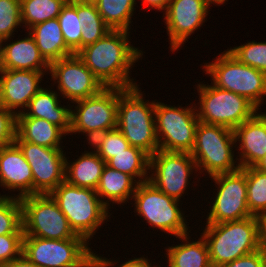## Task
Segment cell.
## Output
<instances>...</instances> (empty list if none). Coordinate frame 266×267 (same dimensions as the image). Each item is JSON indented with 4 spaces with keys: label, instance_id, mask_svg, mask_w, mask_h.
<instances>
[{
    "label": "cell",
    "instance_id": "obj_12",
    "mask_svg": "<svg viewBox=\"0 0 266 267\" xmlns=\"http://www.w3.org/2000/svg\"><path fill=\"white\" fill-rule=\"evenodd\" d=\"M24 236L46 239H71L77 234L49 194H35L20 199Z\"/></svg>",
    "mask_w": 266,
    "mask_h": 267
},
{
    "label": "cell",
    "instance_id": "obj_6",
    "mask_svg": "<svg viewBox=\"0 0 266 267\" xmlns=\"http://www.w3.org/2000/svg\"><path fill=\"white\" fill-rule=\"evenodd\" d=\"M202 70L211 76L218 88L246 97L258 109L266 96V74L239 62L228 50L212 62H205Z\"/></svg>",
    "mask_w": 266,
    "mask_h": 267
},
{
    "label": "cell",
    "instance_id": "obj_42",
    "mask_svg": "<svg viewBox=\"0 0 266 267\" xmlns=\"http://www.w3.org/2000/svg\"><path fill=\"white\" fill-rule=\"evenodd\" d=\"M0 267H38L33 262L29 261L23 254L12 261L0 264Z\"/></svg>",
    "mask_w": 266,
    "mask_h": 267
},
{
    "label": "cell",
    "instance_id": "obj_22",
    "mask_svg": "<svg viewBox=\"0 0 266 267\" xmlns=\"http://www.w3.org/2000/svg\"><path fill=\"white\" fill-rule=\"evenodd\" d=\"M49 89V90H48ZM57 91L41 88L30 100L28 107L17 114V117H36L44 119L60 127L67 135L71 128V109L74 105L63 106ZM69 106V107H68ZM73 106V107H72Z\"/></svg>",
    "mask_w": 266,
    "mask_h": 267
},
{
    "label": "cell",
    "instance_id": "obj_47",
    "mask_svg": "<svg viewBox=\"0 0 266 267\" xmlns=\"http://www.w3.org/2000/svg\"><path fill=\"white\" fill-rule=\"evenodd\" d=\"M80 3H89V4H95L98 0H73Z\"/></svg>",
    "mask_w": 266,
    "mask_h": 267
},
{
    "label": "cell",
    "instance_id": "obj_29",
    "mask_svg": "<svg viewBox=\"0 0 266 267\" xmlns=\"http://www.w3.org/2000/svg\"><path fill=\"white\" fill-rule=\"evenodd\" d=\"M137 0H98L95 5L103 21L112 30H131Z\"/></svg>",
    "mask_w": 266,
    "mask_h": 267
},
{
    "label": "cell",
    "instance_id": "obj_45",
    "mask_svg": "<svg viewBox=\"0 0 266 267\" xmlns=\"http://www.w3.org/2000/svg\"><path fill=\"white\" fill-rule=\"evenodd\" d=\"M255 169L266 173V154L264 155V157L258 161L254 166Z\"/></svg>",
    "mask_w": 266,
    "mask_h": 267
},
{
    "label": "cell",
    "instance_id": "obj_28",
    "mask_svg": "<svg viewBox=\"0 0 266 267\" xmlns=\"http://www.w3.org/2000/svg\"><path fill=\"white\" fill-rule=\"evenodd\" d=\"M106 165L132 176L138 183L149 180L150 155L138 147L129 146L125 151L115 154Z\"/></svg>",
    "mask_w": 266,
    "mask_h": 267
},
{
    "label": "cell",
    "instance_id": "obj_10",
    "mask_svg": "<svg viewBox=\"0 0 266 267\" xmlns=\"http://www.w3.org/2000/svg\"><path fill=\"white\" fill-rule=\"evenodd\" d=\"M193 104L176 107L156 102L155 126L159 150L191 153L199 123L196 104Z\"/></svg>",
    "mask_w": 266,
    "mask_h": 267
},
{
    "label": "cell",
    "instance_id": "obj_41",
    "mask_svg": "<svg viewBox=\"0 0 266 267\" xmlns=\"http://www.w3.org/2000/svg\"><path fill=\"white\" fill-rule=\"evenodd\" d=\"M95 262L100 265L101 267H112V265L117 264L116 260L113 261L110 260V258L102 257L95 253ZM152 263H150V260L148 258H145L144 256H141L139 258L133 257L132 259H129L128 261L121 263L118 267H161L159 266H152Z\"/></svg>",
    "mask_w": 266,
    "mask_h": 267
},
{
    "label": "cell",
    "instance_id": "obj_17",
    "mask_svg": "<svg viewBox=\"0 0 266 267\" xmlns=\"http://www.w3.org/2000/svg\"><path fill=\"white\" fill-rule=\"evenodd\" d=\"M210 5L207 0H170L163 17L172 53L207 21Z\"/></svg>",
    "mask_w": 266,
    "mask_h": 267
},
{
    "label": "cell",
    "instance_id": "obj_25",
    "mask_svg": "<svg viewBox=\"0 0 266 267\" xmlns=\"http://www.w3.org/2000/svg\"><path fill=\"white\" fill-rule=\"evenodd\" d=\"M28 32L35 39L41 55L49 64L74 55V53L66 46L57 18L36 24L31 27Z\"/></svg>",
    "mask_w": 266,
    "mask_h": 267
},
{
    "label": "cell",
    "instance_id": "obj_19",
    "mask_svg": "<svg viewBox=\"0 0 266 267\" xmlns=\"http://www.w3.org/2000/svg\"><path fill=\"white\" fill-rule=\"evenodd\" d=\"M0 187L19 199L33 195V175L23 152L14 142L0 148Z\"/></svg>",
    "mask_w": 266,
    "mask_h": 267
},
{
    "label": "cell",
    "instance_id": "obj_15",
    "mask_svg": "<svg viewBox=\"0 0 266 267\" xmlns=\"http://www.w3.org/2000/svg\"><path fill=\"white\" fill-rule=\"evenodd\" d=\"M15 143L19 146L31 167L33 195L49 194L65 181V159L63 149H54L23 141L17 134Z\"/></svg>",
    "mask_w": 266,
    "mask_h": 267
},
{
    "label": "cell",
    "instance_id": "obj_4",
    "mask_svg": "<svg viewBox=\"0 0 266 267\" xmlns=\"http://www.w3.org/2000/svg\"><path fill=\"white\" fill-rule=\"evenodd\" d=\"M49 195L66 216L74 232L88 242L97 229L110 219V207L107 208L101 202L96 190L73 186L64 181Z\"/></svg>",
    "mask_w": 266,
    "mask_h": 267
},
{
    "label": "cell",
    "instance_id": "obj_34",
    "mask_svg": "<svg viewBox=\"0 0 266 267\" xmlns=\"http://www.w3.org/2000/svg\"><path fill=\"white\" fill-rule=\"evenodd\" d=\"M24 234L20 199L10 194H0V235Z\"/></svg>",
    "mask_w": 266,
    "mask_h": 267
},
{
    "label": "cell",
    "instance_id": "obj_43",
    "mask_svg": "<svg viewBox=\"0 0 266 267\" xmlns=\"http://www.w3.org/2000/svg\"><path fill=\"white\" fill-rule=\"evenodd\" d=\"M142 1V4L144 6H147L148 7V10L149 9H157V10H161L162 12H165L168 5H169V2L170 0H141Z\"/></svg>",
    "mask_w": 266,
    "mask_h": 267
},
{
    "label": "cell",
    "instance_id": "obj_2",
    "mask_svg": "<svg viewBox=\"0 0 266 267\" xmlns=\"http://www.w3.org/2000/svg\"><path fill=\"white\" fill-rule=\"evenodd\" d=\"M201 235L207 243L212 267H221L261 248L257 216L206 223Z\"/></svg>",
    "mask_w": 266,
    "mask_h": 267
},
{
    "label": "cell",
    "instance_id": "obj_8",
    "mask_svg": "<svg viewBox=\"0 0 266 267\" xmlns=\"http://www.w3.org/2000/svg\"><path fill=\"white\" fill-rule=\"evenodd\" d=\"M134 213L150 226L178 237L189 234V226L179 200L169 197L149 181L138 183L133 194Z\"/></svg>",
    "mask_w": 266,
    "mask_h": 267
},
{
    "label": "cell",
    "instance_id": "obj_35",
    "mask_svg": "<svg viewBox=\"0 0 266 267\" xmlns=\"http://www.w3.org/2000/svg\"><path fill=\"white\" fill-rule=\"evenodd\" d=\"M88 144L92 147L91 150L94 149L105 162L115 157V154L125 151L130 146L117 127L98 134Z\"/></svg>",
    "mask_w": 266,
    "mask_h": 267
},
{
    "label": "cell",
    "instance_id": "obj_16",
    "mask_svg": "<svg viewBox=\"0 0 266 267\" xmlns=\"http://www.w3.org/2000/svg\"><path fill=\"white\" fill-rule=\"evenodd\" d=\"M49 74L57 83L58 93L70 103L94 96L105 88L77 54L52 62Z\"/></svg>",
    "mask_w": 266,
    "mask_h": 267
},
{
    "label": "cell",
    "instance_id": "obj_40",
    "mask_svg": "<svg viewBox=\"0 0 266 267\" xmlns=\"http://www.w3.org/2000/svg\"><path fill=\"white\" fill-rule=\"evenodd\" d=\"M221 267H266V250L261 247L259 250L241 256Z\"/></svg>",
    "mask_w": 266,
    "mask_h": 267
},
{
    "label": "cell",
    "instance_id": "obj_3",
    "mask_svg": "<svg viewBox=\"0 0 266 267\" xmlns=\"http://www.w3.org/2000/svg\"><path fill=\"white\" fill-rule=\"evenodd\" d=\"M139 86L118 88L117 128L130 146L151 156L159 150L155 126L156 100L145 101Z\"/></svg>",
    "mask_w": 266,
    "mask_h": 267
},
{
    "label": "cell",
    "instance_id": "obj_27",
    "mask_svg": "<svg viewBox=\"0 0 266 267\" xmlns=\"http://www.w3.org/2000/svg\"><path fill=\"white\" fill-rule=\"evenodd\" d=\"M16 134L23 141L54 149H64L62 137L67 135L57 125L36 117H17Z\"/></svg>",
    "mask_w": 266,
    "mask_h": 267
},
{
    "label": "cell",
    "instance_id": "obj_1",
    "mask_svg": "<svg viewBox=\"0 0 266 267\" xmlns=\"http://www.w3.org/2000/svg\"><path fill=\"white\" fill-rule=\"evenodd\" d=\"M130 33L111 30L76 53L104 87L126 89L138 85L129 75L134 63L143 57V51L131 45Z\"/></svg>",
    "mask_w": 266,
    "mask_h": 267
},
{
    "label": "cell",
    "instance_id": "obj_38",
    "mask_svg": "<svg viewBox=\"0 0 266 267\" xmlns=\"http://www.w3.org/2000/svg\"><path fill=\"white\" fill-rule=\"evenodd\" d=\"M24 234L0 235V264L17 259L22 255Z\"/></svg>",
    "mask_w": 266,
    "mask_h": 267
},
{
    "label": "cell",
    "instance_id": "obj_9",
    "mask_svg": "<svg viewBox=\"0 0 266 267\" xmlns=\"http://www.w3.org/2000/svg\"><path fill=\"white\" fill-rule=\"evenodd\" d=\"M88 245L80 235L63 240L24 236L22 254L38 267H90L95 253Z\"/></svg>",
    "mask_w": 266,
    "mask_h": 267
},
{
    "label": "cell",
    "instance_id": "obj_18",
    "mask_svg": "<svg viewBox=\"0 0 266 267\" xmlns=\"http://www.w3.org/2000/svg\"><path fill=\"white\" fill-rule=\"evenodd\" d=\"M46 73L48 74L35 70L0 69V106L16 115L22 113L42 88L40 84Z\"/></svg>",
    "mask_w": 266,
    "mask_h": 267
},
{
    "label": "cell",
    "instance_id": "obj_39",
    "mask_svg": "<svg viewBox=\"0 0 266 267\" xmlns=\"http://www.w3.org/2000/svg\"><path fill=\"white\" fill-rule=\"evenodd\" d=\"M17 115L0 106V148L15 142Z\"/></svg>",
    "mask_w": 266,
    "mask_h": 267
},
{
    "label": "cell",
    "instance_id": "obj_37",
    "mask_svg": "<svg viewBox=\"0 0 266 267\" xmlns=\"http://www.w3.org/2000/svg\"><path fill=\"white\" fill-rule=\"evenodd\" d=\"M21 25V1L0 0V39L15 37L13 33Z\"/></svg>",
    "mask_w": 266,
    "mask_h": 267
},
{
    "label": "cell",
    "instance_id": "obj_24",
    "mask_svg": "<svg viewBox=\"0 0 266 267\" xmlns=\"http://www.w3.org/2000/svg\"><path fill=\"white\" fill-rule=\"evenodd\" d=\"M74 162L65 159V181L73 186L96 190L106 162L95 151H84Z\"/></svg>",
    "mask_w": 266,
    "mask_h": 267
},
{
    "label": "cell",
    "instance_id": "obj_20",
    "mask_svg": "<svg viewBox=\"0 0 266 267\" xmlns=\"http://www.w3.org/2000/svg\"><path fill=\"white\" fill-rule=\"evenodd\" d=\"M240 168L253 167L266 154V112H257L234 130Z\"/></svg>",
    "mask_w": 266,
    "mask_h": 267
},
{
    "label": "cell",
    "instance_id": "obj_7",
    "mask_svg": "<svg viewBox=\"0 0 266 267\" xmlns=\"http://www.w3.org/2000/svg\"><path fill=\"white\" fill-rule=\"evenodd\" d=\"M210 84L201 82L196 86L199 95L196 110L200 122L234 130L259 111L246 97Z\"/></svg>",
    "mask_w": 266,
    "mask_h": 267
},
{
    "label": "cell",
    "instance_id": "obj_32",
    "mask_svg": "<svg viewBox=\"0 0 266 267\" xmlns=\"http://www.w3.org/2000/svg\"><path fill=\"white\" fill-rule=\"evenodd\" d=\"M66 46L76 54L81 49V23L77 15V2L68 0L57 17Z\"/></svg>",
    "mask_w": 266,
    "mask_h": 267
},
{
    "label": "cell",
    "instance_id": "obj_46",
    "mask_svg": "<svg viewBox=\"0 0 266 267\" xmlns=\"http://www.w3.org/2000/svg\"><path fill=\"white\" fill-rule=\"evenodd\" d=\"M207 1H208L211 5H212V4H214V5H215V4H216V5L218 4V6H219V5H223V4L225 3V1L228 2V0H207Z\"/></svg>",
    "mask_w": 266,
    "mask_h": 267
},
{
    "label": "cell",
    "instance_id": "obj_14",
    "mask_svg": "<svg viewBox=\"0 0 266 267\" xmlns=\"http://www.w3.org/2000/svg\"><path fill=\"white\" fill-rule=\"evenodd\" d=\"M197 171L190 153L158 150L150 156L149 172L152 173L148 181L169 197L181 201L191 185V175Z\"/></svg>",
    "mask_w": 266,
    "mask_h": 267
},
{
    "label": "cell",
    "instance_id": "obj_44",
    "mask_svg": "<svg viewBox=\"0 0 266 267\" xmlns=\"http://www.w3.org/2000/svg\"><path fill=\"white\" fill-rule=\"evenodd\" d=\"M260 246L266 250V213L259 217Z\"/></svg>",
    "mask_w": 266,
    "mask_h": 267
},
{
    "label": "cell",
    "instance_id": "obj_26",
    "mask_svg": "<svg viewBox=\"0 0 266 267\" xmlns=\"http://www.w3.org/2000/svg\"><path fill=\"white\" fill-rule=\"evenodd\" d=\"M176 238L182 243L166 247L168 267H212L208 246L202 235L197 241H191L190 234Z\"/></svg>",
    "mask_w": 266,
    "mask_h": 267
},
{
    "label": "cell",
    "instance_id": "obj_36",
    "mask_svg": "<svg viewBox=\"0 0 266 267\" xmlns=\"http://www.w3.org/2000/svg\"><path fill=\"white\" fill-rule=\"evenodd\" d=\"M227 50L242 64L266 74V42L249 41Z\"/></svg>",
    "mask_w": 266,
    "mask_h": 267
},
{
    "label": "cell",
    "instance_id": "obj_21",
    "mask_svg": "<svg viewBox=\"0 0 266 267\" xmlns=\"http://www.w3.org/2000/svg\"><path fill=\"white\" fill-rule=\"evenodd\" d=\"M27 34L14 42H10L12 38L1 41L0 69L49 72L50 64L41 55L33 36Z\"/></svg>",
    "mask_w": 266,
    "mask_h": 267
},
{
    "label": "cell",
    "instance_id": "obj_48",
    "mask_svg": "<svg viewBox=\"0 0 266 267\" xmlns=\"http://www.w3.org/2000/svg\"><path fill=\"white\" fill-rule=\"evenodd\" d=\"M90 267H101L100 265H98L95 261L90 265Z\"/></svg>",
    "mask_w": 266,
    "mask_h": 267
},
{
    "label": "cell",
    "instance_id": "obj_30",
    "mask_svg": "<svg viewBox=\"0 0 266 267\" xmlns=\"http://www.w3.org/2000/svg\"><path fill=\"white\" fill-rule=\"evenodd\" d=\"M22 28L57 18L68 0H20ZM24 26V27H23Z\"/></svg>",
    "mask_w": 266,
    "mask_h": 267
},
{
    "label": "cell",
    "instance_id": "obj_5",
    "mask_svg": "<svg viewBox=\"0 0 266 267\" xmlns=\"http://www.w3.org/2000/svg\"><path fill=\"white\" fill-rule=\"evenodd\" d=\"M235 145L233 130L199 121L195 145L190 153L196 162L199 175L205 171L210 178L218 174L238 171L240 166L237 157H234Z\"/></svg>",
    "mask_w": 266,
    "mask_h": 267
},
{
    "label": "cell",
    "instance_id": "obj_31",
    "mask_svg": "<svg viewBox=\"0 0 266 267\" xmlns=\"http://www.w3.org/2000/svg\"><path fill=\"white\" fill-rule=\"evenodd\" d=\"M77 15L82 26L81 48L95 43L112 30L103 21L95 4L77 2Z\"/></svg>",
    "mask_w": 266,
    "mask_h": 267
},
{
    "label": "cell",
    "instance_id": "obj_33",
    "mask_svg": "<svg viewBox=\"0 0 266 267\" xmlns=\"http://www.w3.org/2000/svg\"><path fill=\"white\" fill-rule=\"evenodd\" d=\"M247 206L253 216L266 213V173L246 167Z\"/></svg>",
    "mask_w": 266,
    "mask_h": 267
},
{
    "label": "cell",
    "instance_id": "obj_23",
    "mask_svg": "<svg viewBox=\"0 0 266 267\" xmlns=\"http://www.w3.org/2000/svg\"><path fill=\"white\" fill-rule=\"evenodd\" d=\"M137 185V180L132 176L105 165L96 192L101 202L108 208L111 203L127 204L133 198Z\"/></svg>",
    "mask_w": 266,
    "mask_h": 267
},
{
    "label": "cell",
    "instance_id": "obj_11",
    "mask_svg": "<svg viewBox=\"0 0 266 267\" xmlns=\"http://www.w3.org/2000/svg\"><path fill=\"white\" fill-rule=\"evenodd\" d=\"M69 134L86 135L87 143L98 134L117 127L118 88L105 87L98 94L75 101Z\"/></svg>",
    "mask_w": 266,
    "mask_h": 267
},
{
    "label": "cell",
    "instance_id": "obj_13",
    "mask_svg": "<svg viewBox=\"0 0 266 267\" xmlns=\"http://www.w3.org/2000/svg\"><path fill=\"white\" fill-rule=\"evenodd\" d=\"M217 190L209 202L206 223H221L253 216L247 206L246 167L232 173L210 177ZM213 202V203H212Z\"/></svg>",
    "mask_w": 266,
    "mask_h": 267
}]
</instances>
